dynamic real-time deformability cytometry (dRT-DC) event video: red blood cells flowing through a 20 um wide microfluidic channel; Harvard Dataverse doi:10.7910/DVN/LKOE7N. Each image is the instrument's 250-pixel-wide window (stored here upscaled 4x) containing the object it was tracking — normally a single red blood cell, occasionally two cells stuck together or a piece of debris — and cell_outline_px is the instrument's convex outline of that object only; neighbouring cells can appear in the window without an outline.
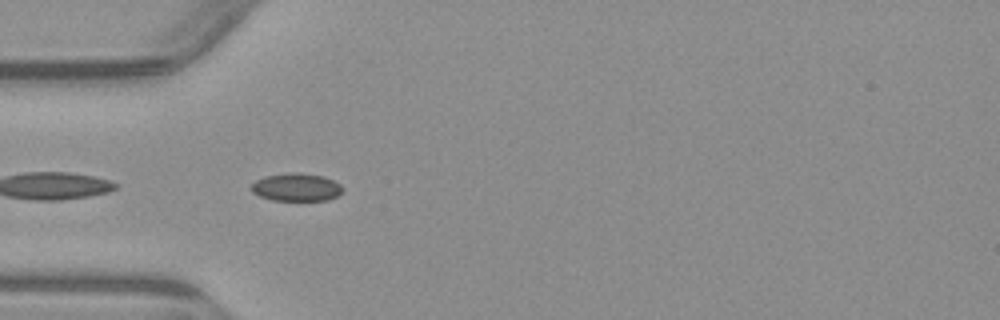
{"species": "common noctule bat (a hibernating species)", "species_latin": "Nyctalus noctula", "temperature_condition": "warm", "stored_images_in_passage": 7, "camera_frame_rate_fps": 3000, "um_per_image_px": 0.085, "animal": {"sex": "male", "body_mass_g": 23.1, "forearm_length_mm": 52.7}, "frame": {"image": 1, "passage_image": 5, "time_ms": 5.333, "image_size_px": [1000, 320], "cell_outline_px": [[344, 192], [328, 200], [272, 200], [260, 196], [252, 192], [248, 188], [256, 180], [264, 176], [288, 172], [296, 172], [324, 176], [340, 184], [344, 188]], "centroid_in_image_um": [25.18, 15.9], "position_along_channel_um": 59.8, "area_um2": 15.03}}
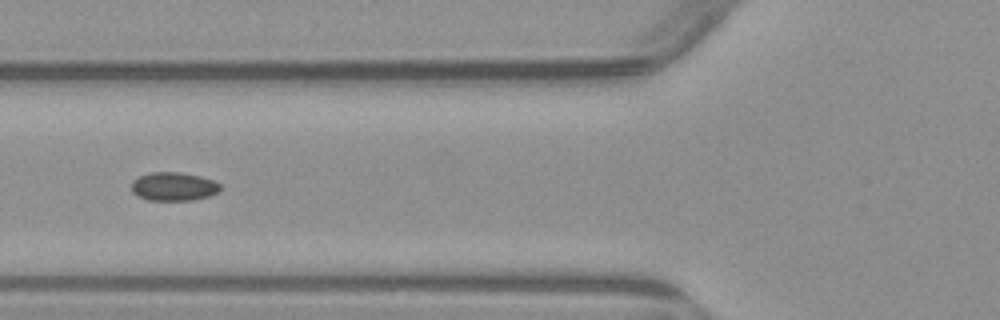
{"frame": {"image": 2, "passage_image": 6, "time_ms": 6.667, "image_size_px": [1000, 320], "cell_outline_px": [[220, 192], [208, 196], [192, 200], [148, 200], [132, 192], [132, 180], [140, 176], [152, 172], [180, 172], [200, 176], [212, 180], [220, 184]], "centroid_in_image_um": [14.77, 15.85], "position_along_channel_um": 111.0, "area_um2": 14.68}}
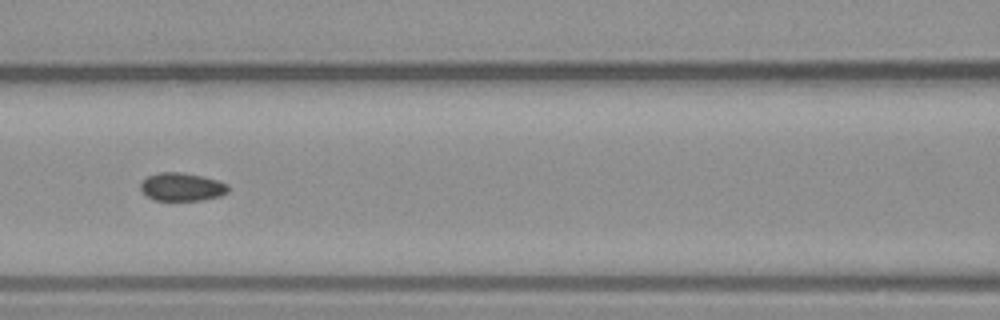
{"frame": {"image": 3, "passage_image": 7, "time_ms": 7.667, "image_size_px": [1000, 320], "cell_outline_px": [[228, 192], [220, 196], [200, 200], [156, 200], [148, 196], [140, 188], [140, 180], [148, 176], [160, 172], [180, 172], [204, 176], [228, 184]], "centroid_in_image_um": [15.45, 15.87], "position_along_channel_um": 151.1, "area_um2": 14.33}}